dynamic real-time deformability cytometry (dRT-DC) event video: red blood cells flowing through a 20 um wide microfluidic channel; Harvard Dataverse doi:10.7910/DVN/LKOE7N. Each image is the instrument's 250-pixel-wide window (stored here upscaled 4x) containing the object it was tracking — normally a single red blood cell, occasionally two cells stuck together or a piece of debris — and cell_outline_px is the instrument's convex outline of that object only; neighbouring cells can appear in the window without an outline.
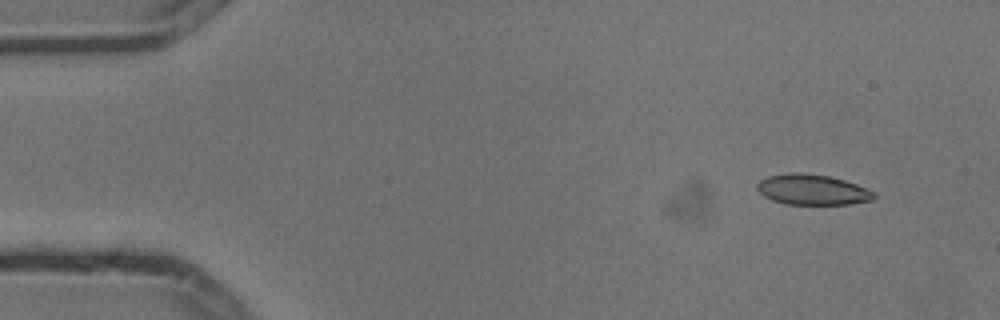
{"species": "common noctule bat (a hibernating species)", "species_latin": "Nyctalus noctula", "temperature_condition": "cold", "stored_images_in_passage": 5, "camera_frame_rate_fps": 3000, "um_per_image_px": 0.085, "animal": {"sex": "male", "body_mass_g": 13.3}, "frame": {"image": 1, "passage_image": 2, "time_ms": 0.333, "image_size_px": [1000, 320], "cell_outline_px": [[876, 196], [872, 200], [848, 204], [784, 204], [772, 200], [764, 196], [756, 188], [756, 184], [760, 180], [768, 176], [788, 172], [800, 172], [828, 176], [844, 180], [856, 184], [872, 192]], "centroid_in_image_um": [68.99, 16.11], "position_along_channel_um": 16.0, "area_um2": 20.63}}
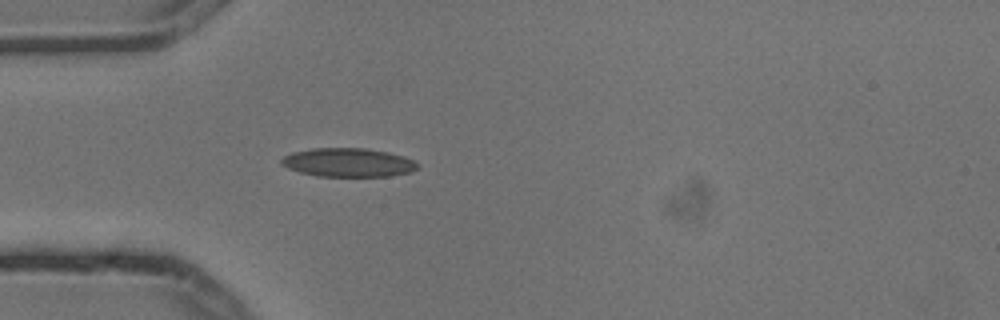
{"frame": {"image": 2, "passage_image": 5, "time_ms": 1.333, "image_size_px": [1000, 320], "cell_outline_px": [[420, 164], [412, 172], [392, 176], [316, 176], [300, 172], [288, 168], [280, 164], [280, 160], [284, 156], [292, 152], [312, 148], [364, 148], [388, 152], [404, 156]], "centroid_in_image_um": [29.59, 13.81], "position_along_channel_um": 55.4, "area_um2": 22.89}}